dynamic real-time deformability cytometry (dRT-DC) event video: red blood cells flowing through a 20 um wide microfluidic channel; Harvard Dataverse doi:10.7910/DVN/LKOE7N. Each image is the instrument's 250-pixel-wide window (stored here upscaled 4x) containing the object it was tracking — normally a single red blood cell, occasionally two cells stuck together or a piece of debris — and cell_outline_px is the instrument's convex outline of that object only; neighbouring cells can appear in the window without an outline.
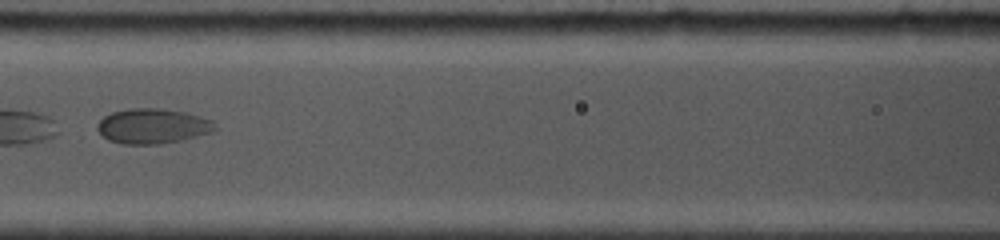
{"species": "common noctule bat (a hibernating species)", "species_latin": "Nyctalus noctula", "temperature_condition": "cold", "stored_images_in_passage": 4, "camera_frame_rate_fps": 5000, "um_per_image_px": 0.085, "animal": {"sex": "female", "body_mass_g": 19.0, "forearm_length_mm": 53.3}, "frame": {"image": 1, "passage_image": 3, "time_ms": 2.6, "image_size_px": [1000, 240], "cell_outline_px": [[216, 128], [212, 132], [180, 140], [160, 144], [120, 144], [108, 140], [96, 128], [96, 124], [104, 116], [112, 112], [128, 108], [156, 108], [184, 112], [200, 116], [212, 120], [216, 124]], "centroid_in_image_um": [12.95, 10.72], "position_along_channel_um": 153.6, "area_um2": 23.99}}
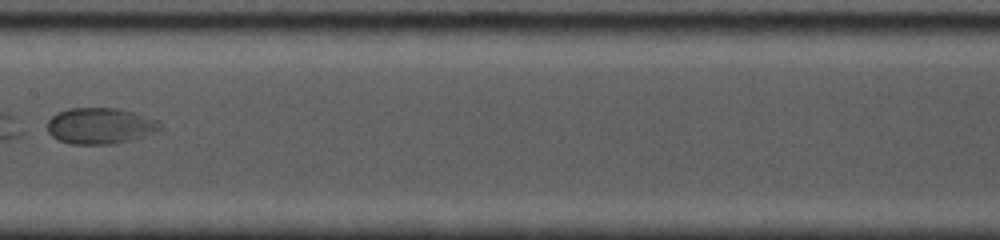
{"frame": {"image": 2, "passage_image": 4, "time_ms": 3.8, "image_size_px": [1000, 240], "cell_outline_px": [[164, 128], [160, 132], [132, 140], [112, 144], [72, 144], [56, 140], [48, 132], [48, 120], [56, 112], [68, 108], [116, 108], [132, 112], [160, 120], [164, 124]], "centroid_in_image_um": [8.58, 10.7], "position_along_channel_um": 198.8, "area_um2": 24.28}}